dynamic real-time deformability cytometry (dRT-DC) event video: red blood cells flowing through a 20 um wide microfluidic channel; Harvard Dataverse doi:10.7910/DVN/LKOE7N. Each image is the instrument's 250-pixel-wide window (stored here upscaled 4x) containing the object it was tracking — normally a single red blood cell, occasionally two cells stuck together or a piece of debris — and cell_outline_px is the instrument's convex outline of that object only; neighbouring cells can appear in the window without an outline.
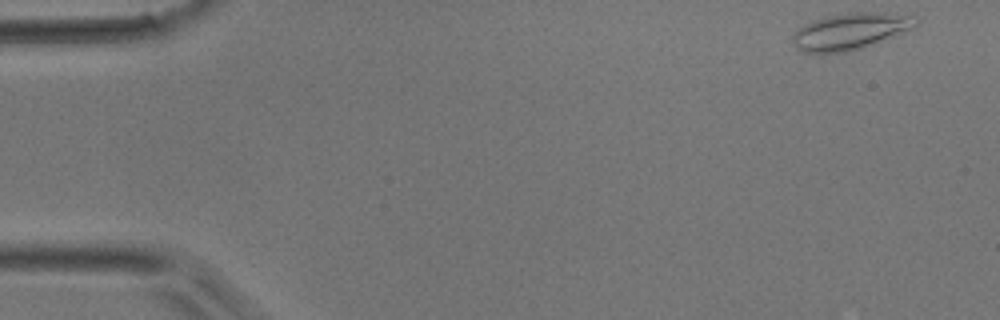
{"species": "common noctule bat (a hibernating species)", "species_latin": "Nyctalus noctula", "temperature_condition": "room temperature", "stored_images_in_passage": 45, "camera_frame_rate_fps": 3000, "um_per_image_px": 0.085, "animal": {"sex": "male", "body_mass_g": 17.9}, "frame": {"image": 1, "passage_image": 1, "time_ms": 0.0, "image_size_px": [1000, 320], "cell_outline_px": [[920, 20], [912, 28], [860, 48], [844, 52], [800, 52], [796, 48], [792, 40], [792, 36], [804, 24], [812, 20], [828, 16], [848, 12], [876, 12], [916, 16]], "centroid_in_image_um": [72.24, 2.64], "position_along_channel_um": 12.8, "area_um2": 25.72}}
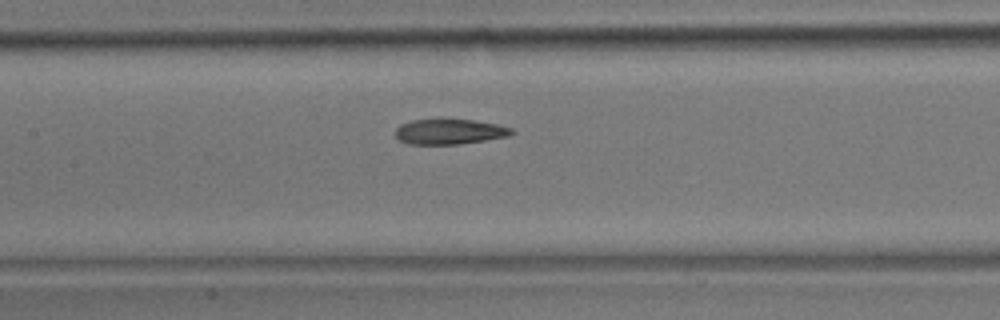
{"frame": {"image": 2, "passage_image": 20, "time_ms": 6.333, "image_size_px": [1000, 320], "cell_outline_px": [[516, 132], [508, 136], [484, 140], [456, 144], [408, 144], [400, 140], [396, 136], [396, 128], [400, 124], [412, 120], [440, 116], [472, 120], [496, 124], [512, 128]], "centroid_in_image_um": [38.17, 11.14], "position_along_channel_um": 169.2, "area_um2": 17.69}}
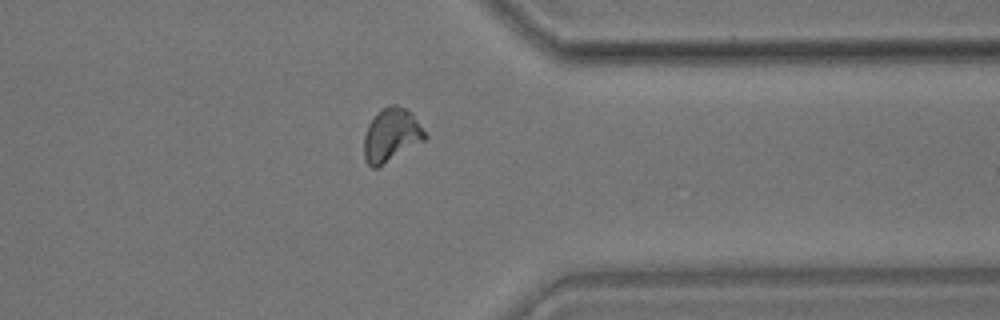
{"frame": {"image": 3, "passage_image": 35, "time_ms": 11.333, "image_size_px": [1000, 320], "cell_outline_px": [[428, 136], [424, 140], [376, 168], [372, 168], [364, 160], [364, 136], [368, 124], [388, 104], [396, 104], [404, 108], [416, 120]], "centroid_in_image_um": [33.23, 11.5], "position_along_channel_um": 378.2, "area_um2": 18.38}}